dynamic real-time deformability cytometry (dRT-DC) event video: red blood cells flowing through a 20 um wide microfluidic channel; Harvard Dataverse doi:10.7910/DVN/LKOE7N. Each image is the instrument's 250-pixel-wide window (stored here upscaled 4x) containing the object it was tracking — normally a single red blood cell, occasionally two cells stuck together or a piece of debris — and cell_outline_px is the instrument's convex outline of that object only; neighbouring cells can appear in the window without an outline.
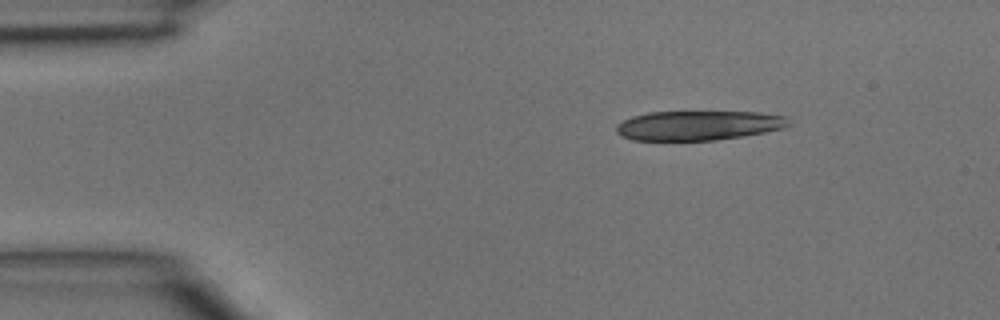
{"species": "common noctule bat (a hibernating species)", "species_latin": "Nyctalus noctula", "temperature_condition": "room temperature", "stored_images_in_passage": 3, "segment_of_instrument_passage": [2, 2], "camera_frame_rate_fps": 3000, "um_per_image_px": 0.085, "animal": {"sex": "male", "body_mass_g": 15.6}, "frame": {"image": 1, "passage_image": 3, "time_ms": 0.667, "image_size_px": [1000, 320], "cell_outline_px": [[792, 124], [784, 128], [764, 132], [716, 140], [632, 140], [620, 136], [616, 132], [616, 124], [632, 116], [648, 112], [760, 112], [788, 116]], "centroid_in_image_um": [59.38, 10.66], "position_along_channel_um": 25.6, "area_um2": 29.82}}